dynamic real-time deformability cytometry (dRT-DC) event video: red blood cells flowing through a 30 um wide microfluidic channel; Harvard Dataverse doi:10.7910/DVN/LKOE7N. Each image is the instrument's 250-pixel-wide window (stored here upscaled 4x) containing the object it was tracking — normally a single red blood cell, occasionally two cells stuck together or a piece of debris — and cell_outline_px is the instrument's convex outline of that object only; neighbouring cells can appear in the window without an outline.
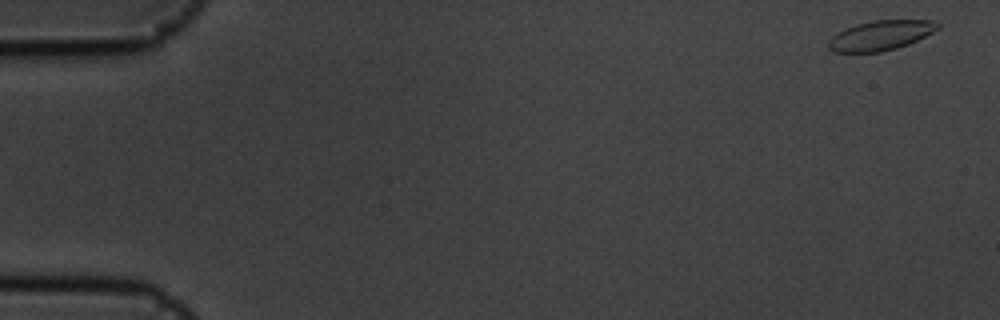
{"species": "common noctule bat (a hibernating species)", "species_latin": "Nyctalus noctula", "temperature_condition": "cold", "stored_images_in_passage": 56, "camera_frame_rate_fps": 3000, "um_per_image_px": 0.085, "animal": {"sex": "male", "body_mass_g": 19.5, "forearm_length_mm": 54.6}, "frame": {"image": 1, "passage_image": 1, "time_ms": 0.0, "image_size_px": [1000, 320], "cell_outline_px": [[940, 28], [908, 44], [896, 48], [880, 52], [832, 52], [828, 48], [828, 40], [832, 36], [844, 28], [856, 24], [872, 20], [932, 20], [940, 24]], "centroid_in_image_um": [74.82, 3.0], "position_along_channel_um": 10.2, "area_um2": 18.96}}
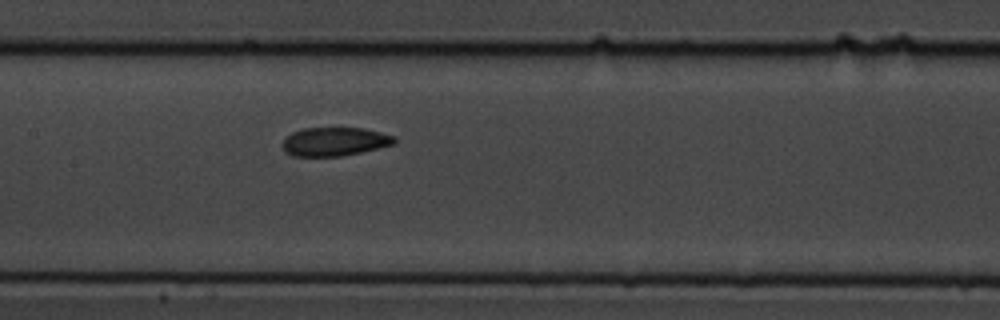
{"frame": {"image": 2, "passage_image": 27, "time_ms": 8.667, "image_size_px": [1000, 320], "cell_outline_px": [[396, 140], [392, 144], [360, 152], [340, 156], [292, 156], [284, 152], [280, 144], [292, 132], [304, 128], [364, 128], [396, 136]], "centroid_in_image_um": [28.39, 12.03], "position_along_channel_um": 179.0, "area_um2": 18.61}}
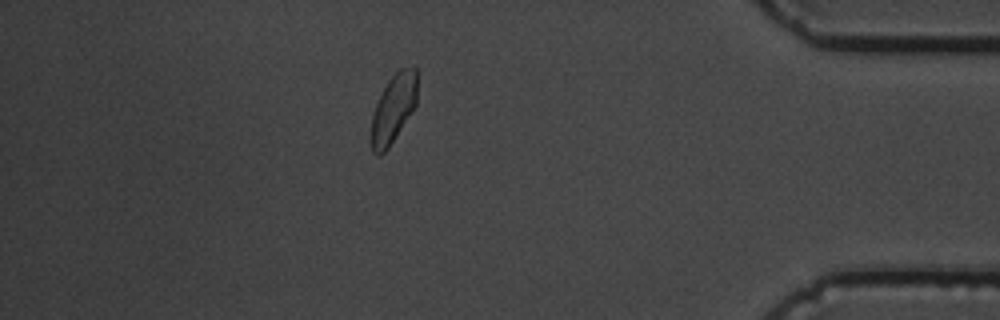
{"frame": {"image": 3, "passage_image": 49, "time_ms": 16.0, "image_size_px": [1000, 320], "cell_outline_px": [[416, 104], [412, 112], [388, 148], [380, 156], [376, 156], [372, 152], [372, 116], [376, 104], [388, 80], [400, 68], [416, 68]], "centroid_in_image_um": [33.43, 9.25], "position_along_channel_um": 401.8, "area_um2": 17.98}, "authors_computed_cell_mechanics": {"area_um2": 19.1607, "velocity_mm_per_s": 3.5456, "shape_relaxation_time_tau1_ms": 4.7095, "shape_relaxation_time_tau2_ms": 3.0567, "deformation_change_tau1": 0.0901, "deformation_change_tau2": 0.0402}}